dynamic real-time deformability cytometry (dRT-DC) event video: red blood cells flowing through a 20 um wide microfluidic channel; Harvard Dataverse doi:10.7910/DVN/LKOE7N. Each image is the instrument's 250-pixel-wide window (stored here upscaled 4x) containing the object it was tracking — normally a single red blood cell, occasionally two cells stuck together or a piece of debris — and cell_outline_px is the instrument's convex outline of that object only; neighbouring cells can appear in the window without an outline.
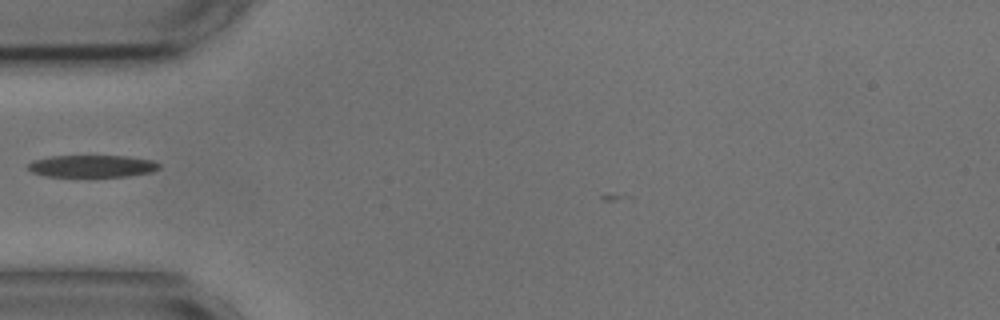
{"species": "common noctule bat (a hibernating species)", "species_latin": "Nyctalus noctula", "temperature_condition": "cold", "stored_images_in_passage": 31, "camera_frame_rate_fps": 3000, "um_per_image_px": 0.085, "animal": {"sex": "male", "body_mass_g": 17.9, "forearm_length_mm": 54.2}, "frame": {"image": 1, "passage_image": 1, "time_ms": 0.0, "image_size_px": [1000, 320], "cell_outline_px": [[160, 168], [152, 172], [128, 176], [44, 176], [32, 172], [28, 168], [28, 164], [32, 160], [52, 156], [124, 156], [152, 160], [160, 164]], "centroid_in_image_um": [7.83, 14.12], "position_along_channel_um": 77.2, "area_um2": 16.82}}